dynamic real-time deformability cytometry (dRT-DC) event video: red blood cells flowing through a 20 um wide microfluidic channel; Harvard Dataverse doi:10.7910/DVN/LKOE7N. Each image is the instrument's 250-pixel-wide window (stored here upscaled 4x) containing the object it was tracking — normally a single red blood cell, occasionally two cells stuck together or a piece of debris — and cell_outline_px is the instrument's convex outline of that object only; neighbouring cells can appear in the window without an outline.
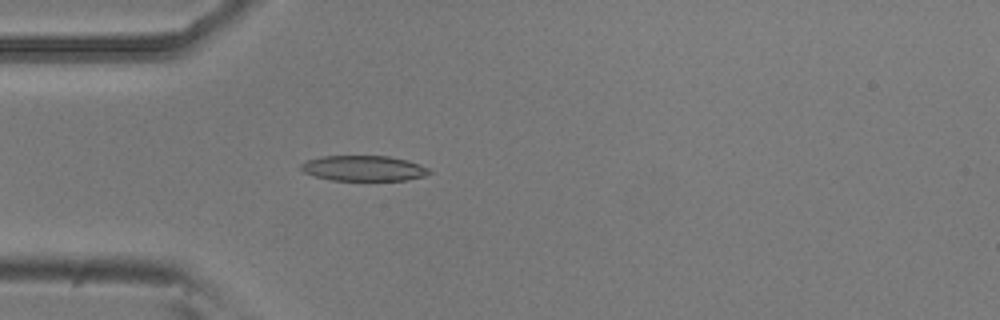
{"species": "common noctule bat (a hibernating species)", "species_latin": "Nyctalus noctula", "temperature_condition": "room temperature", "stored_images_in_passage": 53, "camera_frame_rate_fps": 3000, "um_per_image_px": 0.085, "animal": {"sex": "male", "body_mass_g": 20.5, "forearm_length_mm": 52.5}, "frame": {"image": 1, "passage_image": 15, "time_ms": 4.667, "image_size_px": [1000, 320], "cell_outline_px": [[432, 172], [424, 176], [404, 180], [332, 180], [316, 176], [304, 172], [300, 168], [300, 164], [304, 160], [320, 156], [388, 156], [408, 160], [420, 164], [428, 168]], "centroid_in_image_um": [30.89, 14.29], "position_along_channel_um": 54.1, "area_um2": 19.02}}
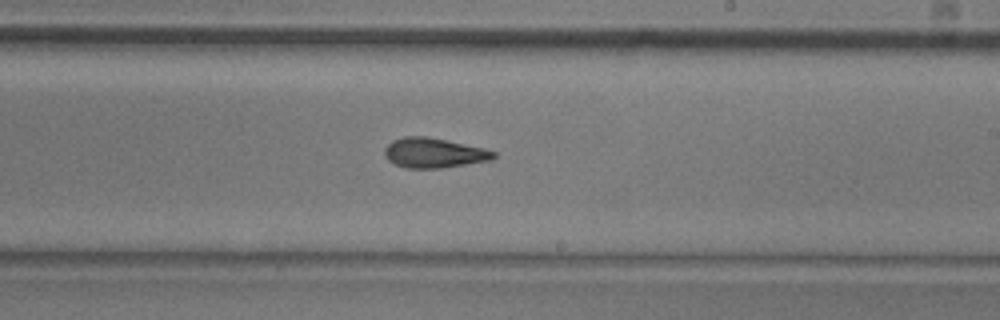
{"frame": {"image": 2, "passage_image": 31, "time_ms": 10.0, "image_size_px": [1000, 320], "cell_outline_px": [[496, 156], [492, 160], [440, 168], [404, 168], [388, 160], [384, 156], [384, 148], [392, 140], [404, 136], [424, 136], [484, 148], [496, 152]], "centroid_in_image_um": [36.85, 13.0], "position_along_channel_um": 252.1, "area_um2": 18.9}}
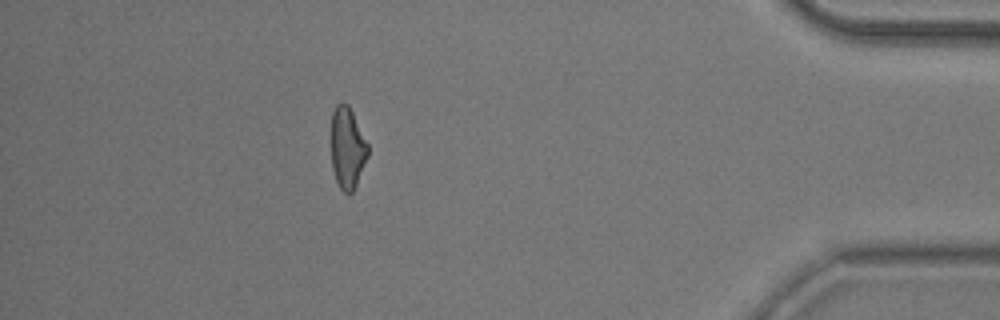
{"frame": {"image": 3, "passage_image": 47, "time_ms": 15.333, "image_size_px": [1000, 320], "cell_outline_px": [[368, 156], [356, 184], [352, 192], [348, 196], [340, 188], [336, 180], [332, 168], [332, 112], [336, 104], [348, 104], [368, 144]], "centroid_in_image_um": [29.53, 12.6], "position_along_channel_um": 405.7, "area_um2": 17.17}, "authors_computed_cell_mechanics": {"area_um2": 18.9006, "velocity_mm_per_s": 3.8034, "shape_relaxation_time_tau1_ms": 8.1891, "shape_relaxation_time_tau2_ms": 4.1863, "deformation_change_tau1": 0.2097, "deformation_change_tau2": 0.1391}}